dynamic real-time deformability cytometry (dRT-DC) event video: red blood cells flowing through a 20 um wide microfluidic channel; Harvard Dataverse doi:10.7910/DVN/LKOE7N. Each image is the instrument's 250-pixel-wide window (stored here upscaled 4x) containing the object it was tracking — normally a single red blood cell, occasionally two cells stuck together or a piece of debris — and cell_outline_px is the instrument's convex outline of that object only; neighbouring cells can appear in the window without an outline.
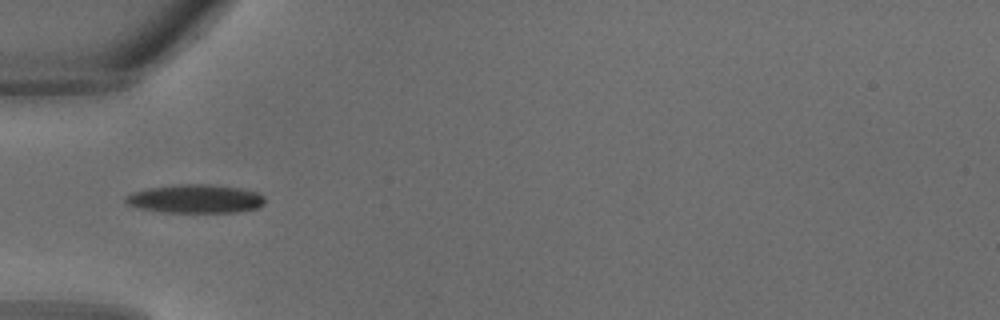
{"species": "common noctule bat (a hibernating species)", "species_latin": "Nyctalus noctula", "temperature_condition": "warm", "stored_images_in_passage": 23, "camera_frame_rate_fps": 3000, "um_per_image_px": 0.085, "animal": {"sex": "male", "body_mass_g": 18.8}, "frame": {"image": 1, "passage_image": 1, "time_ms": 0.0, "image_size_px": [1000, 320], "cell_outline_px": [[264, 204], [260, 208], [236, 212], [160, 212], [136, 208], [128, 204], [124, 200], [124, 196], [132, 192], [148, 188], [180, 184], [208, 184], [240, 188], [256, 192], [264, 196]], "centroid_in_image_um": [16.59, 16.9], "position_along_channel_um": 68.4, "area_um2": 23.35}}
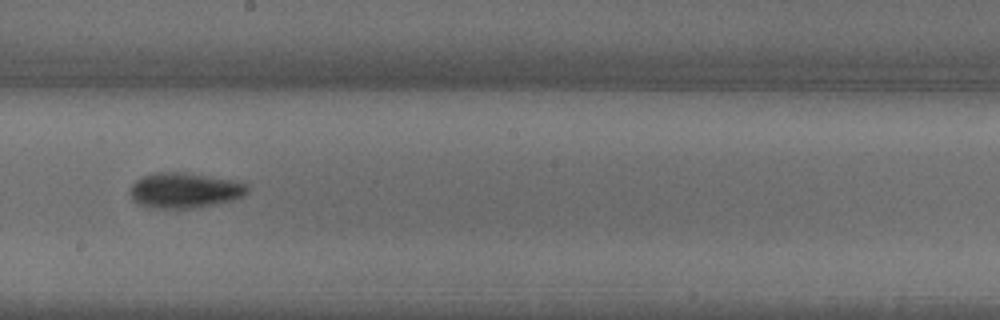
{"frame": {"image": 2, "passage_image": 9, "time_ms": 2.667, "image_size_px": [1000, 320], "cell_outline_px": [[248, 192], [244, 196], [232, 200], [196, 208], [156, 208], [136, 204], [132, 200], [128, 192], [132, 184], [140, 176], [152, 172], [180, 172], [240, 180], [248, 184]], "centroid_in_image_um": [15.68, 16.17], "position_along_channel_um": 232.5, "area_um2": 24.68}}
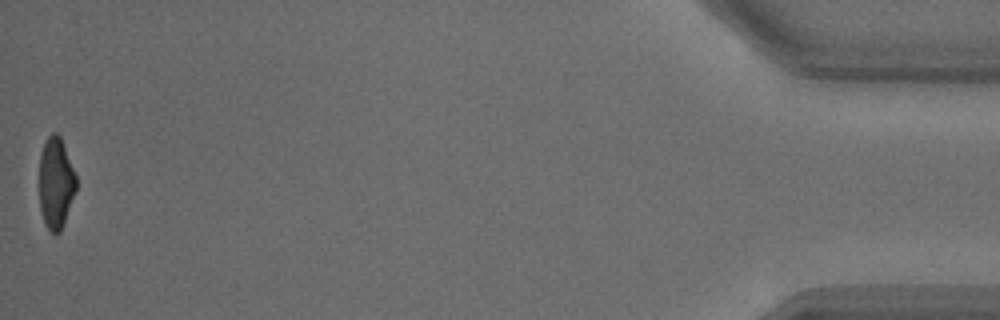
{"frame": {"image": 3, "passage_image": 23, "time_ms": 7.333, "image_size_px": [1000, 320], "cell_outline_px": [[76, 192], [64, 224], [60, 232], [56, 236], [44, 224], [40, 212], [40, 156], [44, 140], [52, 132], [56, 132], [60, 136], [76, 176]], "centroid_in_image_um": [4.74, 15.59], "position_along_channel_um": 430.5, "area_um2": 19.77}}